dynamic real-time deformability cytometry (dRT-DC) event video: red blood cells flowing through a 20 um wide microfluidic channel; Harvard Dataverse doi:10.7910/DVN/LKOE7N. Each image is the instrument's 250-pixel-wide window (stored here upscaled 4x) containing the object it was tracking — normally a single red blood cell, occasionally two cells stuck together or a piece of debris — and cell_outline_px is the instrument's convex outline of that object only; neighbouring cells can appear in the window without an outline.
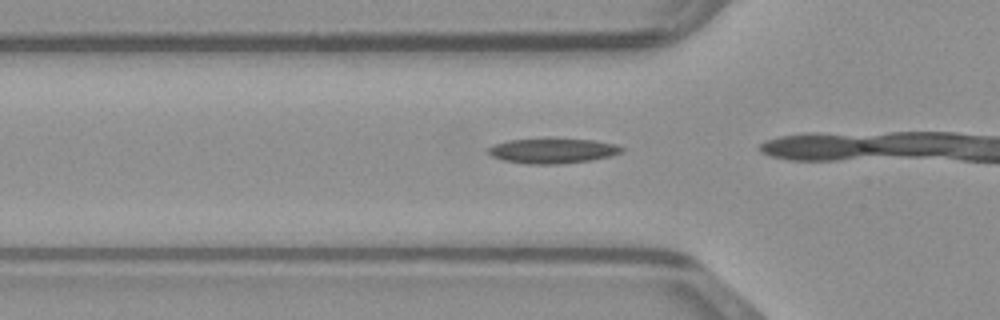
{"species": "common noctule bat (a hibernating species)", "species_latin": "Nyctalus noctula", "temperature_condition": "warm", "stored_images_in_passage": 8, "camera_frame_rate_fps": 3000, "um_per_image_px": 0.085, "animal": {"sex": "male", "body_mass_g": 23.1, "forearm_length_mm": 52.7}, "frame": {"image": 1, "passage_image": 3, "time_ms": 0.667, "image_size_px": [1000, 320], "cell_outline_px": [[624, 148], [620, 152], [612, 156], [592, 160], [560, 164], [528, 164], [504, 160], [492, 156], [488, 152], [488, 148], [496, 144], [508, 140], [592, 140], [616, 144]], "centroid_in_image_um": [47.0, 12.84], "position_along_channel_um": 78.8, "area_um2": 18.9}}